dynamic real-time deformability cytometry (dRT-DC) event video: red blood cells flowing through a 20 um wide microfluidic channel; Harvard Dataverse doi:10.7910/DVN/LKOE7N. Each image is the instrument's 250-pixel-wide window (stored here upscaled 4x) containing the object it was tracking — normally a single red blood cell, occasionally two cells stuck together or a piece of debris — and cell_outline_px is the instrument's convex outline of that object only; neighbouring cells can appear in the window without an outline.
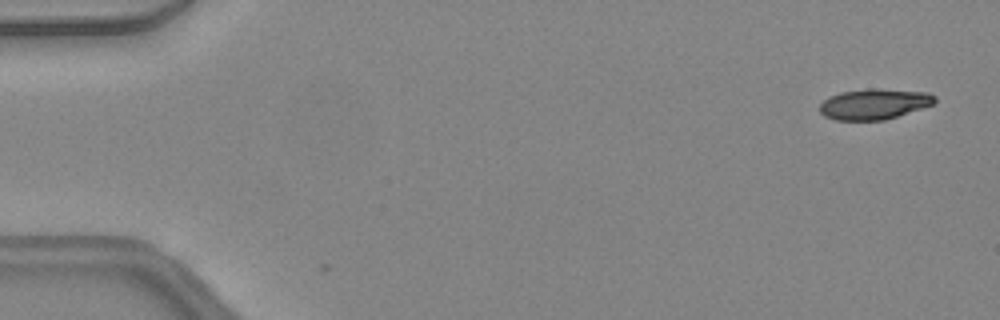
{"species": "common noctule bat (a hibernating species)", "species_latin": "Nyctalus noctula", "temperature_condition": "warm", "stored_images_in_passage": 2, "camera_frame_rate_fps": 3000, "um_per_image_px": 0.085, "animal": {"sex": "female", "body_mass_g": 24.6, "forearm_length_mm": 56.2}, "frame": {"image": 1, "passage_image": 2, "time_ms": 0.333, "image_size_px": [1000, 320], "cell_outline_px": [[936, 100], [932, 104], [884, 120], [836, 120], [824, 116], [820, 112], [820, 104], [828, 96], [840, 92], [868, 88], [872, 88], [928, 92], [936, 96]], "centroid_in_image_um": [74.26, 8.83], "position_along_channel_um": 10.7, "area_um2": 20.4}}